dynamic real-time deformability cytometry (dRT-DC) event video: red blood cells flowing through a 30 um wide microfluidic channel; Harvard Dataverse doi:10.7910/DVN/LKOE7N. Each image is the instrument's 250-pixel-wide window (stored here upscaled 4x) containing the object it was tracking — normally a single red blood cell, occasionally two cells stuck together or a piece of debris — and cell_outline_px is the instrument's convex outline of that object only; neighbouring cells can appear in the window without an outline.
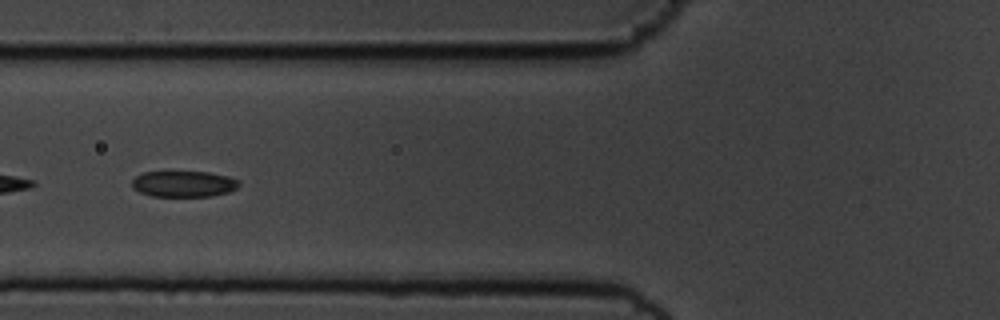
{"species": "common noctule bat (a hibernating species)", "species_latin": "Nyctalus noctula", "temperature_condition": "cold", "stored_images_in_passage": 30, "camera_frame_rate_fps": 3000, "um_per_image_px": 0.085, "animal": {"sex": "male", "body_mass_g": 19.5, "forearm_length_mm": 54.6}, "frame": {"image": 1, "passage_image": 22, "time_ms": 7.0, "image_size_px": [1000, 320], "cell_outline_px": [[240, 184], [236, 188], [228, 192], [212, 196], [152, 196], [140, 192], [132, 188], [132, 180], [136, 176], [144, 172], [172, 168], [208, 172], [228, 176], [240, 180]], "centroid_in_image_um": [15.58, 15.57], "position_along_channel_um": 110.2, "area_um2": 17.17}}